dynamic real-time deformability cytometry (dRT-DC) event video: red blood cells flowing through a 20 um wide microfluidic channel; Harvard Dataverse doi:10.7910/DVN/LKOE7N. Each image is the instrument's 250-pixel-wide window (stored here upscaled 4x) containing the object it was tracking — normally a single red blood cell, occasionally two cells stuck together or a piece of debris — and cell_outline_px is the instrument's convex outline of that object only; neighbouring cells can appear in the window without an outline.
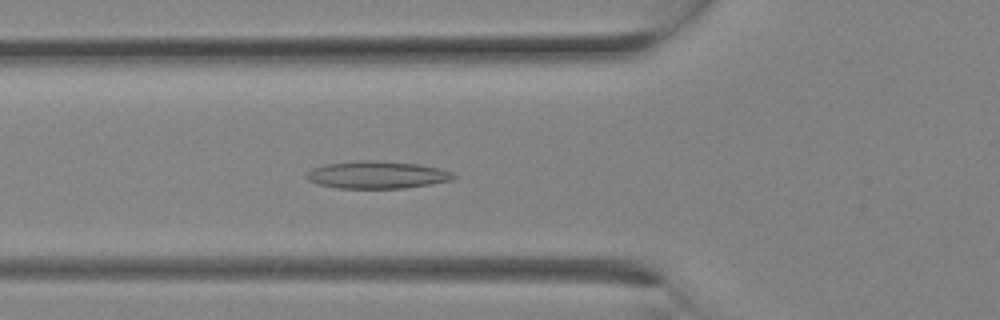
{"species": "Egyptian fruit bat (a non-hibernating species)", "species_latin": "Rousettus aegyptiacus", "temperature_condition": "room temperature", "stored_images_in_passage": 9, "camera_frame_rate_fps": 3000, "um_per_image_px": 0.085, "animal": {"sex": "female"}, "frame": {"image": 1, "passage_image": 9, "time_ms": 2.667, "image_size_px": [1000, 320], "cell_outline_px": [[456, 176], [452, 180], [432, 184], [404, 188], [336, 188], [320, 184], [308, 180], [304, 176], [312, 168], [324, 164], [356, 160], [376, 160], [416, 164], [440, 168], [452, 172]], "centroid_in_image_um": [32.04, 14.85], "position_along_channel_um": 93.8, "area_um2": 23.58}}